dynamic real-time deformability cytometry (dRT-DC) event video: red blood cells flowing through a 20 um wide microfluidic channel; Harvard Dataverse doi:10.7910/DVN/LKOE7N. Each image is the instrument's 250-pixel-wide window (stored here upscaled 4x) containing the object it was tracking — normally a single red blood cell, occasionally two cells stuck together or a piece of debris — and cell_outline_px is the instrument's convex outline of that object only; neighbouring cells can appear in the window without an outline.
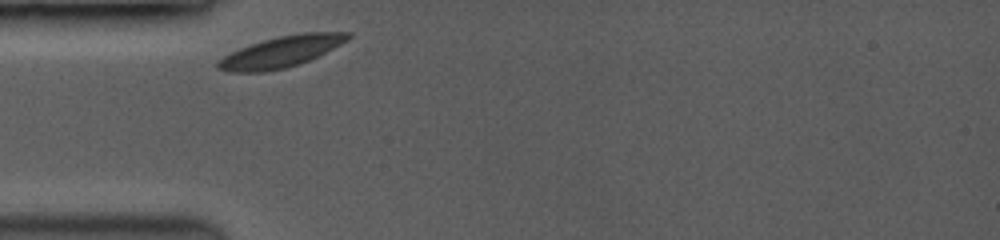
{"species": "common noctule bat (a hibernating species)", "species_latin": "Nyctalus noctula", "temperature_condition": "room temperature", "stored_images_in_passage": 31, "camera_frame_rate_fps": 3500, "um_per_image_px": 0.085, "animal": {"sex": "female", "body_mass_g": 19.0, "forearm_length_mm": 53.3}, "frame": {"image": 1, "passage_image": 1, "time_ms": 0.0, "image_size_px": [1000, 240], "cell_outline_px": [[352, 36], [348, 40], [308, 60], [284, 68], [264, 72], [228, 72], [216, 68], [216, 60], [240, 48], [264, 40], [280, 36], [300, 32], [352, 32]], "centroid_in_image_um": [23.87, 4.4], "position_along_channel_um": 61.1, "area_um2": 23.24}}
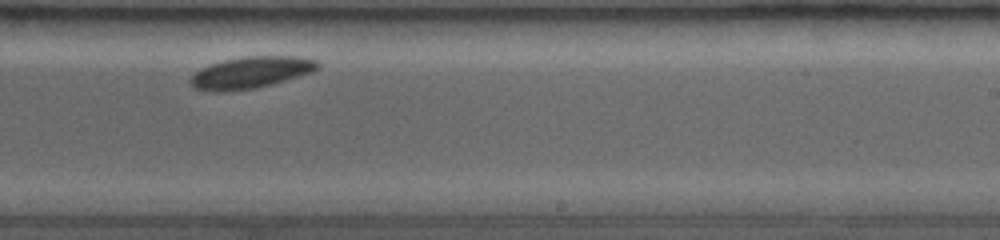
{"frame": {"image": 2, "passage_image": 20, "time_ms": 5.714, "image_size_px": [1000, 240], "cell_outline_px": [[320, 64], [312, 72], [284, 80], [252, 88], [196, 88], [188, 80], [200, 68], [224, 60], [244, 56], [296, 56], [316, 60]], "centroid_in_image_um": [21.4, 6.09], "position_along_channel_um": 267.6, "area_um2": 22.08}}
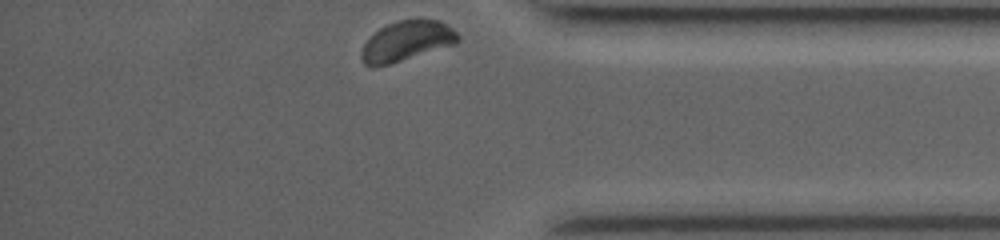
{"frame": {"image": 3, "passage_image": 31, "time_ms": 9.429, "image_size_px": [1000, 240], "cell_outline_px": [[460, 40], [456, 44], [388, 64], [372, 68], [364, 64], [360, 56], [364, 44], [380, 28], [388, 24], [400, 20], [420, 16], [440, 20], [452, 28], [460, 36]], "centroid_in_image_um": [34.61, 3.45], "position_along_channel_um": 400.6, "area_um2": 22.77}, "authors_computed_cell_mechanics": {"area_um2": 22.7732, "velocity_mm_per_s": 3.6574, "shape_relaxation_time_tau1_ms": 6.2803, "shape_relaxation_time_tau2_ms": null, "deformation_change_tau1": 0.1342, "deformation_change_tau2": null}}